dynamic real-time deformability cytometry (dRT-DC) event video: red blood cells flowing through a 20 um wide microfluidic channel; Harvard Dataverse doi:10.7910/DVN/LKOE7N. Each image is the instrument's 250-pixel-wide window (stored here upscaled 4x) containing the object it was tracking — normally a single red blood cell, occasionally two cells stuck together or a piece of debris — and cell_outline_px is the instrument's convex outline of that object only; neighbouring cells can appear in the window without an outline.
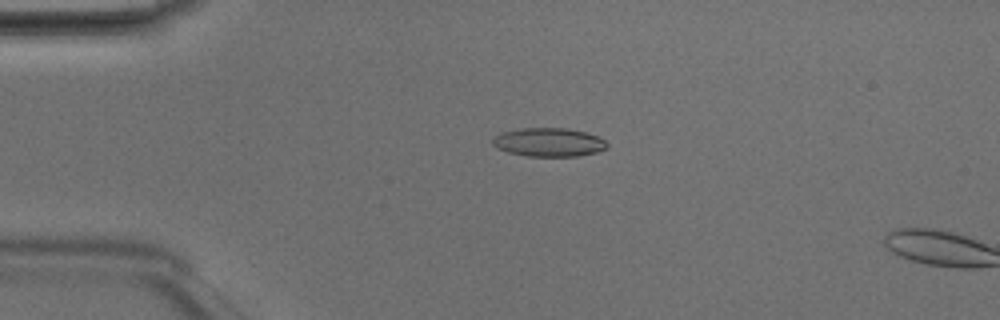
{"species": "Egyptian fruit bat (a non-hibernating species)", "species_latin": "Rousettus aegyptiacus", "temperature_condition": "room temperature", "stored_images_in_passage": 2, "camera_frame_rate_fps": 3000, "um_per_image_px": 0.085, "animal": {"sex": "male"}, "frame": {"image": 1, "passage_image": 1, "time_ms": 0.0, "image_size_px": [1000, 320], "cell_outline_px": [[608, 148], [596, 152], [576, 156], [528, 156], [508, 152], [496, 148], [492, 144], [492, 140], [500, 132], [520, 128], [568, 128], [584, 132], [596, 136], [604, 140], [608, 144]], "centroid_in_image_um": [46.62, 12.09], "position_along_channel_um": 38.4, "area_um2": 19.07}}